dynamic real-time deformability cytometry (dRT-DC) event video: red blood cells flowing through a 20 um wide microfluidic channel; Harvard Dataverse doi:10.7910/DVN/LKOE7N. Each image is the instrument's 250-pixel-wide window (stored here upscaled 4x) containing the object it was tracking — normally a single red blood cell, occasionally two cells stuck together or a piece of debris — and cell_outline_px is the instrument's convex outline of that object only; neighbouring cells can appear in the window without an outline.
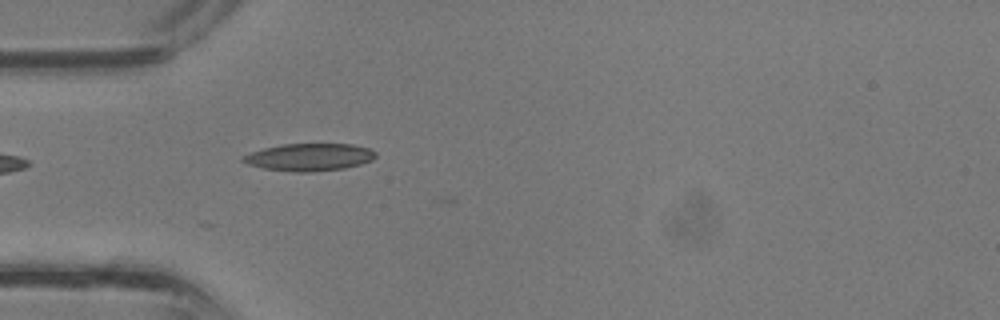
{"species": "common noctule bat (a hibernating species)", "species_latin": "Nyctalus noctula", "temperature_condition": "room temperature", "stored_images_in_passage": 6, "camera_frame_rate_fps": 3000, "um_per_image_px": 0.085, "animal": {"sex": "male", "body_mass_g": 13.3}, "frame": {"image": 1, "passage_image": 2, "time_ms": 0.333, "image_size_px": [1000, 320], "cell_outline_px": [[376, 156], [372, 160], [360, 164], [344, 168], [308, 172], [296, 172], [264, 168], [248, 164], [240, 160], [244, 156], [252, 152], [264, 148], [284, 144], [352, 144], [368, 148], [376, 152]], "centroid_in_image_um": [26.31, 13.35], "position_along_channel_um": 58.7, "area_um2": 20.92}}
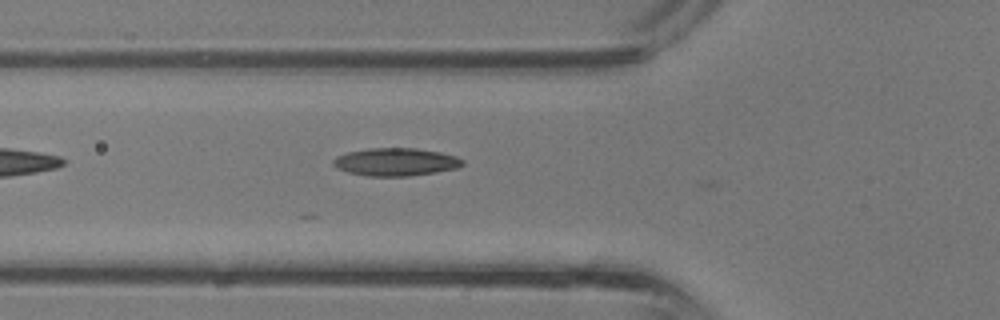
{"frame": {"image": 2, "passage_image": 4, "time_ms": 1.0, "image_size_px": [1000, 320], "cell_outline_px": [[464, 164], [456, 168], [436, 172], [408, 176], [368, 176], [348, 172], [336, 168], [332, 164], [332, 160], [336, 156], [348, 152], [372, 148], [416, 148], [440, 152], [456, 156], [464, 160]], "centroid_in_image_um": [33.63, 13.76], "position_along_channel_um": 92.2, "area_um2": 20.98}}